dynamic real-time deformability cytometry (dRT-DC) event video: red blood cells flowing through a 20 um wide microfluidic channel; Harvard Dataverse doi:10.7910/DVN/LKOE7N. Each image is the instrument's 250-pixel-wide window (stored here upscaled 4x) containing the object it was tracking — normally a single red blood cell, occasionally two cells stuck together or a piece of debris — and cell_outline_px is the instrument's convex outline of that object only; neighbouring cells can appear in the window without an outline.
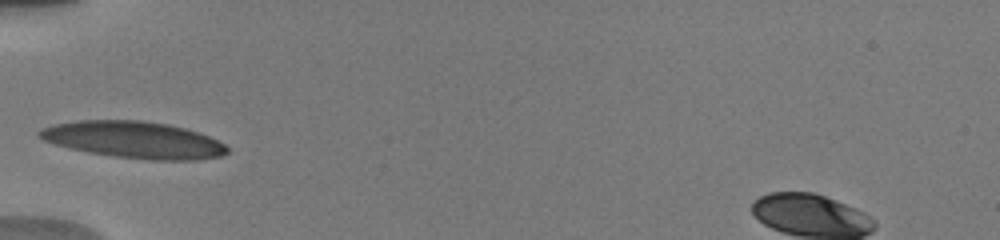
{"species": "human", "species_latin": "Homo sapiens", "temperature_condition": "warm", "stored_images_in_passage": 53, "camera_frame_rate_fps": 3000, "um_per_image_px": 0.085, "donor": {"sex": "male"}, "frame": {"image": 1, "passage_image": 1, "time_ms": 0.0, "image_size_px": [1000, 240], "cell_outline_px": [[228, 152], [220, 156], [196, 160], [148, 160], [116, 156], [88, 152], [68, 148], [44, 140], [36, 136], [36, 132], [40, 128], [56, 124], [80, 120], [140, 120], [168, 124], [184, 128], [208, 136], [224, 144], [228, 148]], "centroid_in_image_um": [11.34, 11.88], "position_along_channel_um": 73.7, "area_um2": 40.06}}
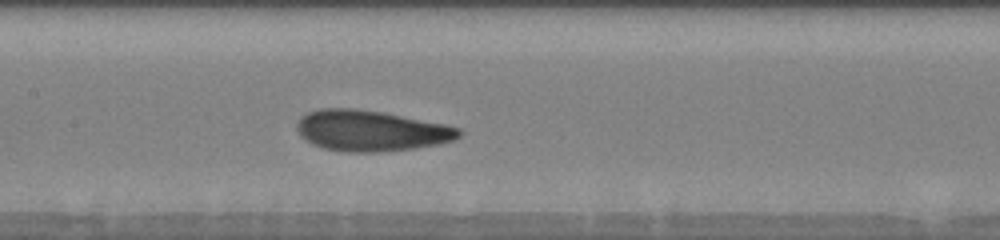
{"frame": {"image": 2, "passage_image": 16, "time_ms": 2.667, "image_size_px": [1000, 240], "cell_outline_px": [[460, 136], [452, 140], [436, 144], [416, 148], [380, 152], [348, 152], [324, 148], [312, 144], [300, 136], [296, 128], [296, 124], [300, 116], [308, 112], [320, 108], [356, 108], [380, 112], [444, 124], [460, 128]], "centroid_in_image_um": [31.46, 11.11], "position_along_channel_um": 175.9, "area_um2": 38.38}}
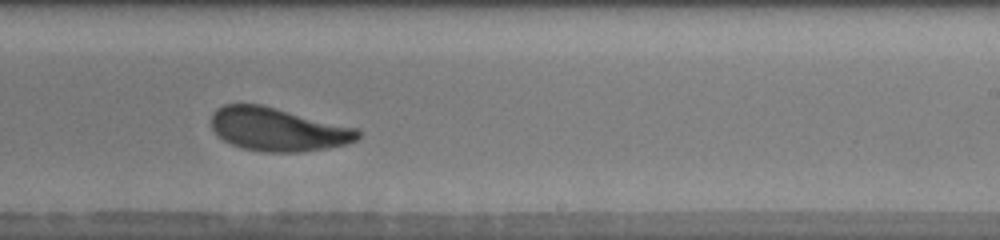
{"frame": {"image": 3, "passage_image": 26, "time_ms": 5.0, "image_size_px": [1000, 240], "cell_outline_px": [[360, 136], [356, 140], [344, 144], [328, 148], [304, 152], [264, 152], [244, 148], [232, 144], [224, 140], [212, 128], [212, 112], [216, 108], [224, 104], [260, 104], [356, 128], [360, 132]], "centroid_in_image_um": [23.6, 11.0], "position_along_channel_um": 265.4, "area_um2": 36.7}, "authors_computed_cell_mechanics": {"area_um2": 37.4544, "velocity_mm_per_s": 3.8674, "shape_relaxation_time_tau1_ms": 2.4956, "shape_relaxation_time_tau2_ms": 2.1437, "deformation_change_tau1": 0.1471, "deformation_change_tau2": 0.099}}